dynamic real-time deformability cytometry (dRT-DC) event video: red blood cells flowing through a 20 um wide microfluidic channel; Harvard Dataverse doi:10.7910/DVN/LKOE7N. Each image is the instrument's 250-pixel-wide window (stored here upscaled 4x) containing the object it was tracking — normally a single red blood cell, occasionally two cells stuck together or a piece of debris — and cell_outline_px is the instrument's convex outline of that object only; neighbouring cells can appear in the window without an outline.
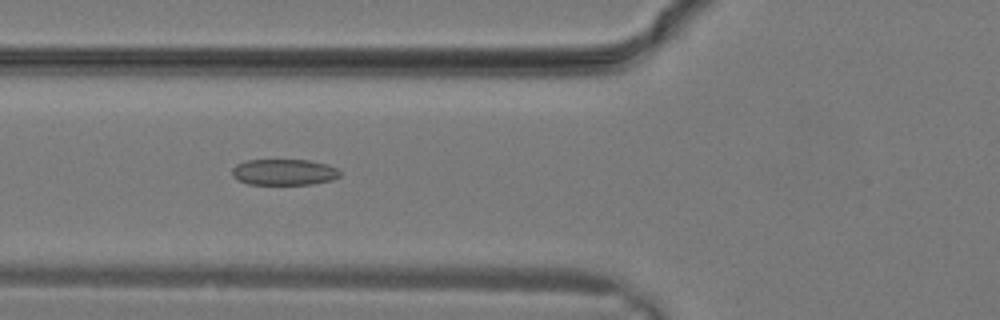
{"species": "common noctule bat (a hibernating species)", "species_latin": "Nyctalus noctula", "temperature_condition": "warm", "stored_images_in_passage": 15, "camera_frame_rate_fps": 3000, "um_per_image_px": 0.085, "animal": {"sex": "male", "body_mass_g": 19.2, "forearm_length_mm": 51.8}, "frame": {"image": 1, "passage_image": 8, "time_ms": 2.333, "image_size_px": [1000, 320], "cell_outline_px": [[340, 176], [332, 180], [312, 184], [248, 184], [236, 180], [232, 176], [232, 168], [236, 164], [248, 160], [308, 160], [328, 164], [336, 168], [340, 172]], "centroid_in_image_um": [24.12, 14.63], "position_along_channel_um": 101.7, "area_um2": 16.47}}
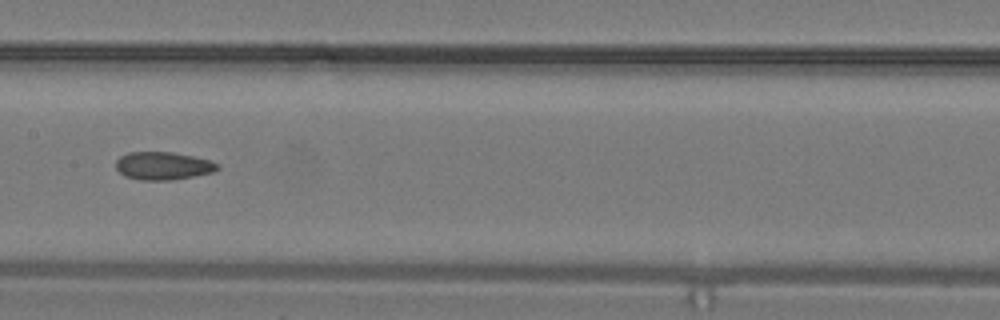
{"frame": {"image": 2, "passage_image": 12, "time_ms": 3.667, "image_size_px": [1000, 320], "cell_outline_px": [[220, 168], [212, 172], [192, 176], [168, 180], [140, 180], [124, 176], [116, 168], [116, 160], [120, 156], [128, 152], [172, 152], [192, 156], [208, 160], [220, 164]], "centroid_in_image_um": [13.83, 14.09], "position_along_channel_um": 193.6, "area_um2": 16.42}}
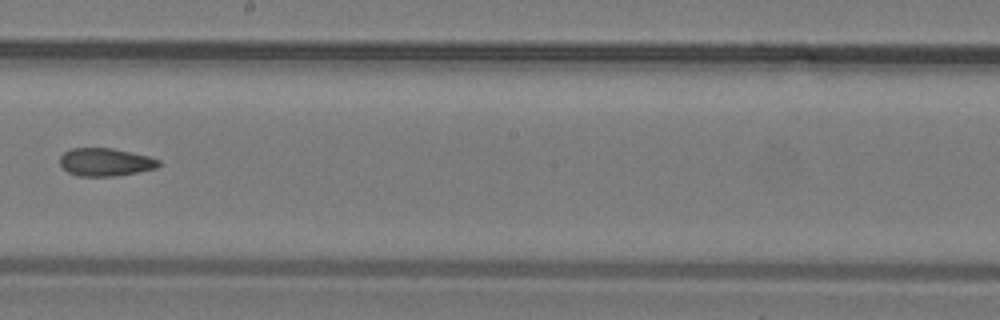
{"frame": {"image": 3, "passage_image": 14, "time_ms": 4.333, "image_size_px": [1000, 320], "cell_outline_px": [[160, 164], [156, 168], [116, 176], [76, 176], [68, 172], [60, 164], [60, 156], [64, 152], [72, 148], [112, 148], [148, 156], [160, 160]], "centroid_in_image_um": [8.94, 13.78], "position_along_channel_um": 239.3, "area_um2": 16.01}}